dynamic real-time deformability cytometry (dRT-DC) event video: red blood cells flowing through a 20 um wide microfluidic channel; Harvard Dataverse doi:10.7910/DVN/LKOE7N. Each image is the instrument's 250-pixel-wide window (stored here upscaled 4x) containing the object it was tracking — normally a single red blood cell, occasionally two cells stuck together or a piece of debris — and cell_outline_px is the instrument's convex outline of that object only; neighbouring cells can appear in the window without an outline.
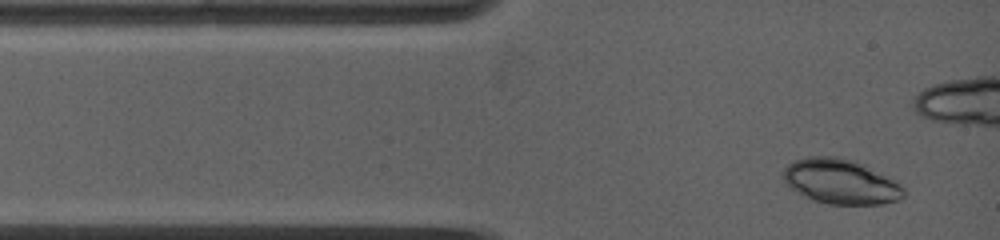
{"species": "common noctule bat (a hibernating species)", "species_latin": "Nyctalus noctula", "temperature_condition": "warm", "stored_images_in_passage": 5, "camera_frame_rate_fps": 5000, "um_per_image_px": 0.085, "animal": {"sex": "female", "body_mass_g": 19.0, "forearm_length_mm": 53.3}, "frame": {"image": 1, "passage_image": 1, "time_ms": 0.0, "image_size_px": [1000, 240], "cell_outline_px": [[904, 196], [900, 200], [880, 204], [828, 204], [812, 200], [796, 192], [780, 176], [784, 168], [792, 160], [808, 156], [836, 156], [856, 160], [896, 180], [904, 188]], "centroid_in_image_um": [71.45, 15.42], "position_along_channel_um": 13.6, "area_um2": 31.96}}